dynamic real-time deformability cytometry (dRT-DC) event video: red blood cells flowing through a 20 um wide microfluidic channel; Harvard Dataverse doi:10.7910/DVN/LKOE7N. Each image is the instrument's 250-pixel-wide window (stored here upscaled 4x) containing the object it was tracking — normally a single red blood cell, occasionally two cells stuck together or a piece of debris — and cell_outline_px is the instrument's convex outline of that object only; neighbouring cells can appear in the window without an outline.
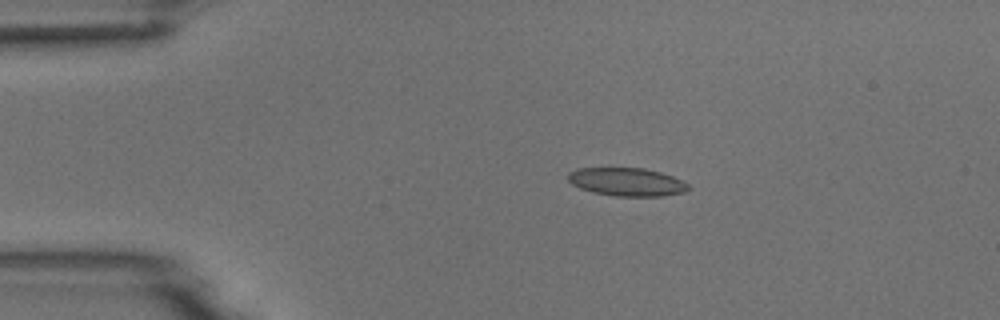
{"species": "common noctule bat (a hibernating species)", "species_latin": "Nyctalus noctula", "temperature_condition": "room temperature", "stored_images_in_passage": 6, "camera_frame_rate_fps": 3000, "um_per_image_px": 0.085, "animal": {"sex": "male", "body_mass_g": 18.8}, "frame": {"image": 1, "passage_image": 3, "time_ms": 2.333, "image_size_px": [1000, 320], "cell_outline_px": [[692, 188], [684, 192], [660, 196], [616, 196], [592, 192], [580, 188], [572, 184], [568, 180], [568, 172], [576, 168], [644, 168], [660, 172], [672, 176], [688, 184]], "centroid_in_image_um": [53.26, 15.46], "position_along_channel_um": 31.7, "area_um2": 19.77}}
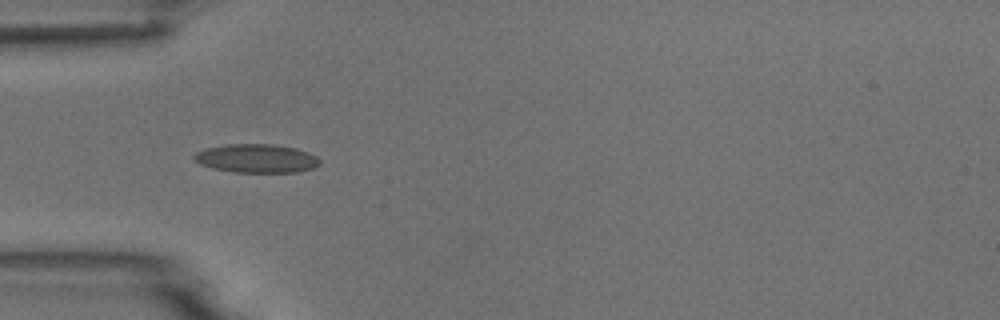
{"frame": {"image": 2, "passage_image": 4, "time_ms": 4.333, "image_size_px": [1000, 320], "cell_outline_px": [[320, 164], [312, 168], [300, 172], [232, 172], [212, 168], [200, 164], [192, 156], [196, 152], [204, 148], [228, 144], [272, 144], [296, 148], [308, 152], [316, 156], [320, 160]], "centroid_in_image_um": [21.8, 13.46], "position_along_channel_um": 63.2, "area_um2": 21.04}}